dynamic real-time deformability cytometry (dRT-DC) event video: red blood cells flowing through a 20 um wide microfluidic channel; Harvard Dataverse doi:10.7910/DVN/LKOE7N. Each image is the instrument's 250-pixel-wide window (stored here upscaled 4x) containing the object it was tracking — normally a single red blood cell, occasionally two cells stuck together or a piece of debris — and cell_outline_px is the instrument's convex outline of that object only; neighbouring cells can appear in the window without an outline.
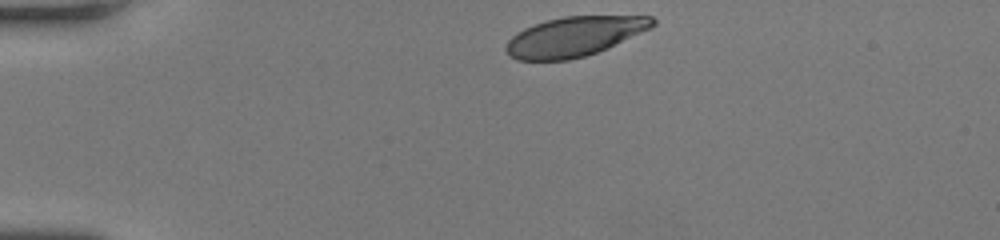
{"species": "human", "species_latin": "Homo sapiens", "temperature_condition": "room temperature", "stored_images_in_passage": 32, "camera_frame_rate_fps": 3000, "um_per_image_px": 0.085, "donor": {"sex": "female"}, "frame": {"image": 1, "passage_image": 1, "time_ms": 0.0, "image_size_px": [1000, 240], "cell_outline_px": [[656, 24], [652, 28], [596, 52], [584, 56], [568, 60], [516, 60], [504, 48], [508, 40], [516, 32], [524, 28], [548, 20], [564, 16], [652, 16], [656, 20]], "centroid_in_image_um": [48.82, 3.09], "position_along_channel_um": 36.2, "area_um2": 33.52}}
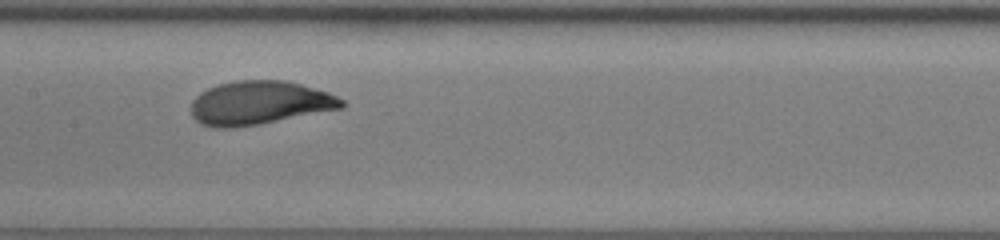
{"frame": {"image": 2, "passage_image": 16, "time_ms": 5.0, "image_size_px": [1000, 240], "cell_outline_px": [[344, 108], [260, 124], [232, 128], [212, 128], [200, 124], [192, 116], [192, 100], [200, 92], [208, 88], [220, 84], [236, 80], [284, 80], [300, 84], [328, 92], [344, 100]], "centroid_in_image_um": [22.04, 8.75], "position_along_channel_um": 185.4, "area_um2": 38.44}}
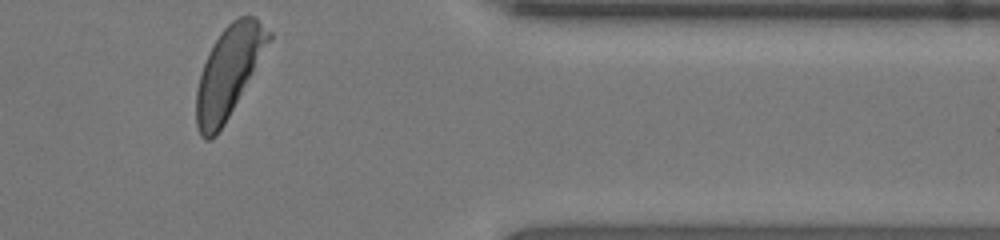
{"frame": {"image": 3, "passage_image": 32, "time_ms": 10.333, "image_size_px": [1000, 240], "cell_outline_px": [[272, 40], [224, 124], [216, 136], [208, 140], [204, 140], [200, 136], [196, 124], [196, 92], [200, 72], [208, 52], [220, 32], [232, 20], [240, 16], [256, 16], [272, 32]], "centroid_in_image_um": [19.44, 6.08], "position_along_channel_um": 392.0, "area_um2": 38.21}, "authors_computed_cell_mechanics": {"area_um2": 37.859, "velocity_mm_per_s": 4.1816, "shape_relaxation_time_tau1_ms": 2.9901, "shape_relaxation_time_tau2_ms": null, "deformation_change_tau1": 0.1545, "deformation_change_tau2": null}}